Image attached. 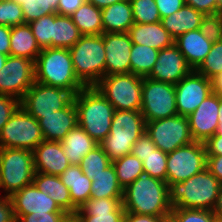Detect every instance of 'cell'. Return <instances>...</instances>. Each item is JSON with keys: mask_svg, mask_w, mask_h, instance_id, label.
Segmentation results:
<instances>
[{"mask_svg": "<svg viewBox=\"0 0 222 222\" xmlns=\"http://www.w3.org/2000/svg\"><path fill=\"white\" fill-rule=\"evenodd\" d=\"M216 134H222V125H218Z\"/></svg>", "mask_w": 222, "mask_h": 222, "instance_id": "e7e4bbea", "label": "cell"}, {"mask_svg": "<svg viewBox=\"0 0 222 222\" xmlns=\"http://www.w3.org/2000/svg\"><path fill=\"white\" fill-rule=\"evenodd\" d=\"M145 132L155 146L165 153L194 142L188 117L182 115L146 122Z\"/></svg>", "mask_w": 222, "mask_h": 222, "instance_id": "7c38bea8", "label": "cell"}, {"mask_svg": "<svg viewBox=\"0 0 222 222\" xmlns=\"http://www.w3.org/2000/svg\"><path fill=\"white\" fill-rule=\"evenodd\" d=\"M184 2L204 15L222 12V6L218 0H184Z\"/></svg>", "mask_w": 222, "mask_h": 222, "instance_id": "c3c4849f", "label": "cell"}, {"mask_svg": "<svg viewBox=\"0 0 222 222\" xmlns=\"http://www.w3.org/2000/svg\"><path fill=\"white\" fill-rule=\"evenodd\" d=\"M41 50L29 24L11 27L10 55L25 57L35 62Z\"/></svg>", "mask_w": 222, "mask_h": 222, "instance_id": "f546056e", "label": "cell"}, {"mask_svg": "<svg viewBox=\"0 0 222 222\" xmlns=\"http://www.w3.org/2000/svg\"><path fill=\"white\" fill-rule=\"evenodd\" d=\"M161 18L177 12L185 4L184 0H155Z\"/></svg>", "mask_w": 222, "mask_h": 222, "instance_id": "681fc988", "label": "cell"}, {"mask_svg": "<svg viewBox=\"0 0 222 222\" xmlns=\"http://www.w3.org/2000/svg\"><path fill=\"white\" fill-rule=\"evenodd\" d=\"M199 29L212 43L222 40V12L204 15Z\"/></svg>", "mask_w": 222, "mask_h": 222, "instance_id": "ee69618b", "label": "cell"}, {"mask_svg": "<svg viewBox=\"0 0 222 222\" xmlns=\"http://www.w3.org/2000/svg\"><path fill=\"white\" fill-rule=\"evenodd\" d=\"M134 23L154 24L161 21L155 0H129Z\"/></svg>", "mask_w": 222, "mask_h": 222, "instance_id": "74e56055", "label": "cell"}, {"mask_svg": "<svg viewBox=\"0 0 222 222\" xmlns=\"http://www.w3.org/2000/svg\"><path fill=\"white\" fill-rule=\"evenodd\" d=\"M204 14L190 5L184 4L177 12L161 18L162 26L176 40L179 36L200 28Z\"/></svg>", "mask_w": 222, "mask_h": 222, "instance_id": "484cf974", "label": "cell"}, {"mask_svg": "<svg viewBox=\"0 0 222 222\" xmlns=\"http://www.w3.org/2000/svg\"><path fill=\"white\" fill-rule=\"evenodd\" d=\"M204 144L207 156L222 155V134L211 136Z\"/></svg>", "mask_w": 222, "mask_h": 222, "instance_id": "816d5d0a", "label": "cell"}, {"mask_svg": "<svg viewBox=\"0 0 222 222\" xmlns=\"http://www.w3.org/2000/svg\"><path fill=\"white\" fill-rule=\"evenodd\" d=\"M221 183L207 168L182 182L168 185L172 208L203 209L212 211Z\"/></svg>", "mask_w": 222, "mask_h": 222, "instance_id": "3957f363", "label": "cell"}, {"mask_svg": "<svg viewBox=\"0 0 222 222\" xmlns=\"http://www.w3.org/2000/svg\"><path fill=\"white\" fill-rule=\"evenodd\" d=\"M166 162L167 153L162 152L160 149L156 148L154 151L144 157V174L166 182Z\"/></svg>", "mask_w": 222, "mask_h": 222, "instance_id": "ab89813d", "label": "cell"}, {"mask_svg": "<svg viewBox=\"0 0 222 222\" xmlns=\"http://www.w3.org/2000/svg\"><path fill=\"white\" fill-rule=\"evenodd\" d=\"M91 190L90 198H123V188L118 182L116 170L112 163L102 173L92 178Z\"/></svg>", "mask_w": 222, "mask_h": 222, "instance_id": "1f68e13d", "label": "cell"}, {"mask_svg": "<svg viewBox=\"0 0 222 222\" xmlns=\"http://www.w3.org/2000/svg\"><path fill=\"white\" fill-rule=\"evenodd\" d=\"M7 57H8L7 55L0 53V70L3 68Z\"/></svg>", "mask_w": 222, "mask_h": 222, "instance_id": "be15d7a7", "label": "cell"}, {"mask_svg": "<svg viewBox=\"0 0 222 222\" xmlns=\"http://www.w3.org/2000/svg\"><path fill=\"white\" fill-rule=\"evenodd\" d=\"M35 81L76 95L85 86L78 80L69 49L43 48L34 62Z\"/></svg>", "mask_w": 222, "mask_h": 222, "instance_id": "7a4b0ae2", "label": "cell"}, {"mask_svg": "<svg viewBox=\"0 0 222 222\" xmlns=\"http://www.w3.org/2000/svg\"><path fill=\"white\" fill-rule=\"evenodd\" d=\"M196 71L208 79L222 73V40L212 43L209 54Z\"/></svg>", "mask_w": 222, "mask_h": 222, "instance_id": "f35d334b", "label": "cell"}, {"mask_svg": "<svg viewBox=\"0 0 222 222\" xmlns=\"http://www.w3.org/2000/svg\"><path fill=\"white\" fill-rule=\"evenodd\" d=\"M25 24L21 5L14 0L0 2V25L17 26Z\"/></svg>", "mask_w": 222, "mask_h": 222, "instance_id": "b9f144b4", "label": "cell"}, {"mask_svg": "<svg viewBox=\"0 0 222 222\" xmlns=\"http://www.w3.org/2000/svg\"><path fill=\"white\" fill-rule=\"evenodd\" d=\"M19 106L20 100L17 98L0 94V132Z\"/></svg>", "mask_w": 222, "mask_h": 222, "instance_id": "f6af8a7d", "label": "cell"}, {"mask_svg": "<svg viewBox=\"0 0 222 222\" xmlns=\"http://www.w3.org/2000/svg\"><path fill=\"white\" fill-rule=\"evenodd\" d=\"M16 220L23 215L38 213H67L62 210L55 201L42 193L33 183L11 196Z\"/></svg>", "mask_w": 222, "mask_h": 222, "instance_id": "d6986e66", "label": "cell"}, {"mask_svg": "<svg viewBox=\"0 0 222 222\" xmlns=\"http://www.w3.org/2000/svg\"><path fill=\"white\" fill-rule=\"evenodd\" d=\"M74 99L68 90L34 82L20 100V106L35 119L66 108Z\"/></svg>", "mask_w": 222, "mask_h": 222, "instance_id": "4fadbf2b", "label": "cell"}, {"mask_svg": "<svg viewBox=\"0 0 222 222\" xmlns=\"http://www.w3.org/2000/svg\"><path fill=\"white\" fill-rule=\"evenodd\" d=\"M69 51L75 74L85 87L95 86L105 76L103 34L82 35Z\"/></svg>", "mask_w": 222, "mask_h": 222, "instance_id": "8992f818", "label": "cell"}, {"mask_svg": "<svg viewBox=\"0 0 222 222\" xmlns=\"http://www.w3.org/2000/svg\"><path fill=\"white\" fill-rule=\"evenodd\" d=\"M125 212L165 217L170 215L168 184L143 174L123 190Z\"/></svg>", "mask_w": 222, "mask_h": 222, "instance_id": "6da1fadb", "label": "cell"}, {"mask_svg": "<svg viewBox=\"0 0 222 222\" xmlns=\"http://www.w3.org/2000/svg\"><path fill=\"white\" fill-rule=\"evenodd\" d=\"M35 172L61 175L71 164L58 141H42L34 150Z\"/></svg>", "mask_w": 222, "mask_h": 222, "instance_id": "44dd1931", "label": "cell"}, {"mask_svg": "<svg viewBox=\"0 0 222 222\" xmlns=\"http://www.w3.org/2000/svg\"><path fill=\"white\" fill-rule=\"evenodd\" d=\"M141 114L145 122L178 115L174 85L143 77Z\"/></svg>", "mask_w": 222, "mask_h": 222, "instance_id": "30bf717a", "label": "cell"}, {"mask_svg": "<svg viewBox=\"0 0 222 222\" xmlns=\"http://www.w3.org/2000/svg\"><path fill=\"white\" fill-rule=\"evenodd\" d=\"M105 48V76L131 73L130 52L132 41L127 32L103 33Z\"/></svg>", "mask_w": 222, "mask_h": 222, "instance_id": "e0dca14e", "label": "cell"}, {"mask_svg": "<svg viewBox=\"0 0 222 222\" xmlns=\"http://www.w3.org/2000/svg\"><path fill=\"white\" fill-rule=\"evenodd\" d=\"M71 215L68 213H38L21 216L17 222H65Z\"/></svg>", "mask_w": 222, "mask_h": 222, "instance_id": "bcb514c9", "label": "cell"}, {"mask_svg": "<svg viewBox=\"0 0 222 222\" xmlns=\"http://www.w3.org/2000/svg\"><path fill=\"white\" fill-rule=\"evenodd\" d=\"M62 183L69 189L72 203L79 209L91 196V182L79 165H70L61 175Z\"/></svg>", "mask_w": 222, "mask_h": 222, "instance_id": "f1b7e54d", "label": "cell"}, {"mask_svg": "<svg viewBox=\"0 0 222 222\" xmlns=\"http://www.w3.org/2000/svg\"><path fill=\"white\" fill-rule=\"evenodd\" d=\"M21 5L25 23L57 13L59 0H14Z\"/></svg>", "mask_w": 222, "mask_h": 222, "instance_id": "d590c367", "label": "cell"}, {"mask_svg": "<svg viewBox=\"0 0 222 222\" xmlns=\"http://www.w3.org/2000/svg\"><path fill=\"white\" fill-rule=\"evenodd\" d=\"M0 222H17L10 196L0 195Z\"/></svg>", "mask_w": 222, "mask_h": 222, "instance_id": "f907efd6", "label": "cell"}, {"mask_svg": "<svg viewBox=\"0 0 222 222\" xmlns=\"http://www.w3.org/2000/svg\"><path fill=\"white\" fill-rule=\"evenodd\" d=\"M11 27L0 25V53L10 56Z\"/></svg>", "mask_w": 222, "mask_h": 222, "instance_id": "11a10c76", "label": "cell"}, {"mask_svg": "<svg viewBox=\"0 0 222 222\" xmlns=\"http://www.w3.org/2000/svg\"><path fill=\"white\" fill-rule=\"evenodd\" d=\"M146 130L141 111L115 110L110 132L99 145L111 162L131 154L133 144Z\"/></svg>", "mask_w": 222, "mask_h": 222, "instance_id": "5b68a950", "label": "cell"}, {"mask_svg": "<svg viewBox=\"0 0 222 222\" xmlns=\"http://www.w3.org/2000/svg\"><path fill=\"white\" fill-rule=\"evenodd\" d=\"M35 82L34 61L25 57L8 56L0 70V94L21 100Z\"/></svg>", "mask_w": 222, "mask_h": 222, "instance_id": "5bb4252c", "label": "cell"}, {"mask_svg": "<svg viewBox=\"0 0 222 222\" xmlns=\"http://www.w3.org/2000/svg\"><path fill=\"white\" fill-rule=\"evenodd\" d=\"M207 154L203 142H192L167 153V184L182 182L203 171Z\"/></svg>", "mask_w": 222, "mask_h": 222, "instance_id": "8fae6325", "label": "cell"}, {"mask_svg": "<svg viewBox=\"0 0 222 222\" xmlns=\"http://www.w3.org/2000/svg\"><path fill=\"white\" fill-rule=\"evenodd\" d=\"M73 100L78 125L99 144L110 132L115 108L95 86L84 87Z\"/></svg>", "mask_w": 222, "mask_h": 222, "instance_id": "277c9868", "label": "cell"}, {"mask_svg": "<svg viewBox=\"0 0 222 222\" xmlns=\"http://www.w3.org/2000/svg\"><path fill=\"white\" fill-rule=\"evenodd\" d=\"M104 33L128 32L134 24L129 0L114 3L101 10Z\"/></svg>", "mask_w": 222, "mask_h": 222, "instance_id": "4316f807", "label": "cell"}, {"mask_svg": "<svg viewBox=\"0 0 222 222\" xmlns=\"http://www.w3.org/2000/svg\"><path fill=\"white\" fill-rule=\"evenodd\" d=\"M161 222H178L171 214L162 218Z\"/></svg>", "mask_w": 222, "mask_h": 222, "instance_id": "6125c7cd", "label": "cell"}, {"mask_svg": "<svg viewBox=\"0 0 222 222\" xmlns=\"http://www.w3.org/2000/svg\"><path fill=\"white\" fill-rule=\"evenodd\" d=\"M212 212L218 219H222V184Z\"/></svg>", "mask_w": 222, "mask_h": 222, "instance_id": "6f0895ef", "label": "cell"}, {"mask_svg": "<svg viewBox=\"0 0 222 222\" xmlns=\"http://www.w3.org/2000/svg\"><path fill=\"white\" fill-rule=\"evenodd\" d=\"M212 81V91L222 96V73L217 74L211 79Z\"/></svg>", "mask_w": 222, "mask_h": 222, "instance_id": "680465c9", "label": "cell"}, {"mask_svg": "<svg viewBox=\"0 0 222 222\" xmlns=\"http://www.w3.org/2000/svg\"><path fill=\"white\" fill-rule=\"evenodd\" d=\"M65 222H75V221H74L73 217L70 216Z\"/></svg>", "mask_w": 222, "mask_h": 222, "instance_id": "03108f58", "label": "cell"}, {"mask_svg": "<svg viewBox=\"0 0 222 222\" xmlns=\"http://www.w3.org/2000/svg\"><path fill=\"white\" fill-rule=\"evenodd\" d=\"M176 90V107L178 115L188 117L211 94L212 81L192 70L174 85Z\"/></svg>", "mask_w": 222, "mask_h": 222, "instance_id": "9a60e30c", "label": "cell"}, {"mask_svg": "<svg viewBox=\"0 0 222 222\" xmlns=\"http://www.w3.org/2000/svg\"><path fill=\"white\" fill-rule=\"evenodd\" d=\"M54 13L28 23L41 49L52 47Z\"/></svg>", "mask_w": 222, "mask_h": 222, "instance_id": "60d3db41", "label": "cell"}, {"mask_svg": "<svg viewBox=\"0 0 222 222\" xmlns=\"http://www.w3.org/2000/svg\"><path fill=\"white\" fill-rule=\"evenodd\" d=\"M87 1L102 10L105 7H108L114 3H117L123 0H87Z\"/></svg>", "mask_w": 222, "mask_h": 222, "instance_id": "91938a15", "label": "cell"}, {"mask_svg": "<svg viewBox=\"0 0 222 222\" xmlns=\"http://www.w3.org/2000/svg\"><path fill=\"white\" fill-rule=\"evenodd\" d=\"M206 168L222 184V155L207 156Z\"/></svg>", "mask_w": 222, "mask_h": 222, "instance_id": "db71d44e", "label": "cell"}, {"mask_svg": "<svg viewBox=\"0 0 222 222\" xmlns=\"http://www.w3.org/2000/svg\"><path fill=\"white\" fill-rule=\"evenodd\" d=\"M143 77L133 73L104 76L95 87L115 110L141 111Z\"/></svg>", "mask_w": 222, "mask_h": 222, "instance_id": "ba28073f", "label": "cell"}, {"mask_svg": "<svg viewBox=\"0 0 222 222\" xmlns=\"http://www.w3.org/2000/svg\"><path fill=\"white\" fill-rule=\"evenodd\" d=\"M33 184L69 215L72 216L78 209L71 201L69 189L58 175L35 172Z\"/></svg>", "mask_w": 222, "mask_h": 222, "instance_id": "d4e9b609", "label": "cell"}, {"mask_svg": "<svg viewBox=\"0 0 222 222\" xmlns=\"http://www.w3.org/2000/svg\"><path fill=\"white\" fill-rule=\"evenodd\" d=\"M44 140L61 142L78 125V112L74 100L64 109L43 115L38 120Z\"/></svg>", "mask_w": 222, "mask_h": 222, "instance_id": "7402d4cb", "label": "cell"}, {"mask_svg": "<svg viewBox=\"0 0 222 222\" xmlns=\"http://www.w3.org/2000/svg\"><path fill=\"white\" fill-rule=\"evenodd\" d=\"M178 222H216L217 217L210 210L172 208L170 213Z\"/></svg>", "mask_w": 222, "mask_h": 222, "instance_id": "7bdbcfd3", "label": "cell"}, {"mask_svg": "<svg viewBox=\"0 0 222 222\" xmlns=\"http://www.w3.org/2000/svg\"><path fill=\"white\" fill-rule=\"evenodd\" d=\"M87 0H59L57 14L70 16Z\"/></svg>", "mask_w": 222, "mask_h": 222, "instance_id": "f5cc1de1", "label": "cell"}, {"mask_svg": "<svg viewBox=\"0 0 222 222\" xmlns=\"http://www.w3.org/2000/svg\"><path fill=\"white\" fill-rule=\"evenodd\" d=\"M156 148L157 147L155 146L149 135L144 132L133 144L131 154L138 157L143 162L144 157H146Z\"/></svg>", "mask_w": 222, "mask_h": 222, "instance_id": "7dc6e473", "label": "cell"}, {"mask_svg": "<svg viewBox=\"0 0 222 222\" xmlns=\"http://www.w3.org/2000/svg\"><path fill=\"white\" fill-rule=\"evenodd\" d=\"M174 44L193 70L201 65L212 46V42L205 37L200 29L184 33L174 40Z\"/></svg>", "mask_w": 222, "mask_h": 222, "instance_id": "603a6c76", "label": "cell"}, {"mask_svg": "<svg viewBox=\"0 0 222 222\" xmlns=\"http://www.w3.org/2000/svg\"><path fill=\"white\" fill-rule=\"evenodd\" d=\"M192 70L178 47L173 44L159 51L158 58L147 78L175 85Z\"/></svg>", "mask_w": 222, "mask_h": 222, "instance_id": "ac0fdd59", "label": "cell"}, {"mask_svg": "<svg viewBox=\"0 0 222 222\" xmlns=\"http://www.w3.org/2000/svg\"><path fill=\"white\" fill-rule=\"evenodd\" d=\"M61 144L71 165H79L82 158L99 145L79 125L68 132Z\"/></svg>", "mask_w": 222, "mask_h": 222, "instance_id": "83f0119b", "label": "cell"}, {"mask_svg": "<svg viewBox=\"0 0 222 222\" xmlns=\"http://www.w3.org/2000/svg\"><path fill=\"white\" fill-rule=\"evenodd\" d=\"M216 222H222V219H218V218H217V219H216Z\"/></svg>", "mask_w": 222, "mask_h": 222, "instance_id": "003e7915", "label": "cell"}, {"mask_svg": "<svg viewBox=\"0 0 222 222\" xmlns=\"http://www.w3.org/2000/svg\"><path fill=\"white\" fill-rule=\"evenodd\" d=\"M44 137L39 122L21 106L12 114L0 132V148H19L33 151Z\"/></svg>", "mask_w": 222, "mask_h": 222, "instance_id": "9c48e42d", "label": "cell"}, {"mask_svg": "<svg viewBox=\"0 0 222 222\" xmlns=\"http://www.w3.org/2000/svg\"><path fill=\"white\" fill-rule=\"evenodd\" d=\"M123 190L144 174L143 162L132 154H127L112 162Z\"/></svg>", "mask_w": 222, "mask_h": 222, "instance_id": "e575fe53", "label": "cell"}, {"mask_svg": "<svg viewBox=\"0 0 222 222\" xmlns=\"http://www.w3.org/2000/svg\"><path fill=\"white\" fill-rule=\"evenodd\" d=\"M127 33L133 44L145 45L159 51L174 44V39L161 22L154 24L134 23Z\"/></svg>", "mask_w": 222, "mask_h": 222, "instance_id": "cb8c5ba5", "label": "cell"}, {"mask_svg": "<svg viewBox=\"0 0 222 222\" xmlns=\"http://www.w3.org/2000/svg\"><path fill=\"white\" fill-rule=\"evenodd\" d=\"M34 175L33 151L0 148V189H2L0 192H4V196H11L14 192L33 183Z\"/></svg>", "mask_w": 222, "mask_h": 222, "instance_id": "52a82bcc", "label": "cell"}, {"mask_svg": "<svg viewBox=\"0 0 222 222\" xmlns=\"http://www.w3.org/2000/svg\"><path fill=\"white\" fill-rule=\"evenodd\" d=\"M81 37L82 34L70 16L54 13L53 48L70 49Z\"/></svg>", "mask_w": 222, "mask_h": 222, "instance_id": "d6a6232c", "label": "cell"}, {"mask_svg": "<svg viewBox=\"0 0 222 222\" xmlns=\"http://www.w3.org/2000/svg\"><path fill=\"white\" fill-rule=\"evenodd\" d=\"M111 163L103 148L98 145L82 158L79 166L83 173L92 180L93 177L102 173Z\"/></svg>", "mask_w": 222, "mask_h": 222, "instance_id": "8d00e7d4", "label": "cell"}, {"mask_svg": "<svg viewBox=\"0 0 222 222\" xmlns=\"http://www.w3.org/2000/svg\"><path fill=\"white\" fill-rule=\"evenodd\" d=\"M219 95L212 92L188 116L190 132L196 142L205 143L216 134L219 117Z\"/></svg>", "mask_w": 222, "mask_h": 222, "instance_id": "2e32d148", "label": "cell"}, {"mask_svg": "<svg viewBox=\"0 0 222 222\" xmlns=\"http://www.w3.org/2000/svg\"><path fill=\"white\" fill-rule=\"evenodd\" d=\"M163 217L125 212L123 222H161Z\"/></svg>", "mask_w": 222, "mask_h": 222, "instance_id": "9f6ffc18", "label": "cell"}, {"mask_svg": "<svg viewBox=\"0 0 222 222\" xmlns=\"http://www.w3.org/2000/svg\"><path fill=\"white\" fill-rule=\"evenodd\" d=\"M70 17L82 35L104 33L101 9L88 1H85Z\"/></svg>", "mask_w": 222, "mask_h": 222, "instance_id": "4dcf8cb0", "label": "cell"}, {"mask_svg": "<svg viewBox=\"0 0 222 222\" xmlns=\"http://www.w3.org/2000/svg\"><path fill=\"white\" fill-rule=\"evenodd\" d=\"M159 50L145 45L133 44L130 52L131 73L147 77L158 58Z\"/></svg>", "mask_w": 222, "mask_h": 222, "instance_id": "836d02e7", "label": "cell"}, {"mask_svg": "<svg viewBox=\"0 0 222 222\" xmlns=\"http://www.w3.org/2000/svg\"><path fill=\"white\" fill-rule=\"evenodd\" d=\"M219 117H218V125H222V96L219 95Z\"/></svg>", "mask_w": 222, "mask_h": 222, "instance_id": "94428289", "label": "cell"}, {"mask_svg": "<svg viewBox=\"0 0 222 222\" xmlns=\"http://www.w3.org/2000/svg\"><path fill=\"white\" fill-rule=\"evenodd\" d=\"M122 198H89L72 215L75 222H123Z\"/></svg>", "mask_w": 222, "mask_h": 222, "instance_id": "ffe728a7", "label": "cell"}]
</instances>
